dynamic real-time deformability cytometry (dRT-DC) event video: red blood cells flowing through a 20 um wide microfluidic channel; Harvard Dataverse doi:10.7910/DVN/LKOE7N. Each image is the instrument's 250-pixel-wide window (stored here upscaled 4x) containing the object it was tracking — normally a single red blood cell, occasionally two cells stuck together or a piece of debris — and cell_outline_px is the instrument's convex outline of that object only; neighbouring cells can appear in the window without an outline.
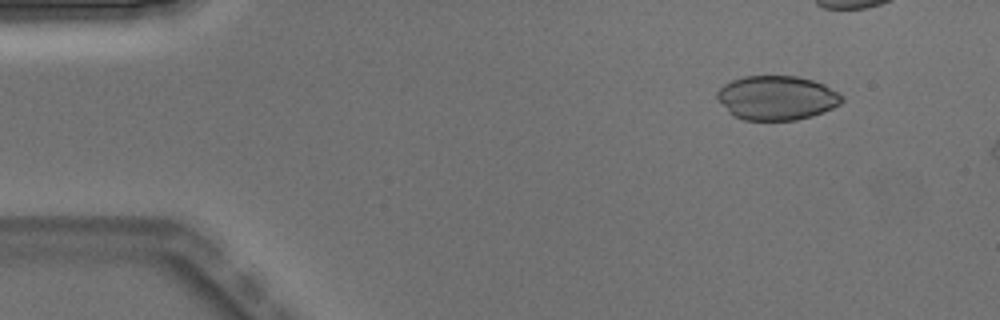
{"species": "Egyptian fruit bat (a non-hibernating species)", "species_latin": "Rousettus aegyptiacus", "temperature_condition": "warm", "stored_images_in_passage": 4, "camera_frame_rate_fps": 3000, "um_per_image_px": 0.085, "animal": {"sex": "male"}, "frame": {"image": 1, "passage_image": 2, "time_ms": 0.333, "image_size_px": [1000, 320], "cell_outline_px": [[844, 100], [840, 104], [832, 108], [812, 116], [796, 120], [744, 120], [732, 116], [728, 112], [716, 96], [716, 92], [724, 84], [732, 80], [744, 76], [796, 76], [812, 80], [824, 84], [844, 96]], "centroid_in_image_um": [66.02, 8.32], "position_along_channel_um": 19.0, "area_um2": 32.25}}